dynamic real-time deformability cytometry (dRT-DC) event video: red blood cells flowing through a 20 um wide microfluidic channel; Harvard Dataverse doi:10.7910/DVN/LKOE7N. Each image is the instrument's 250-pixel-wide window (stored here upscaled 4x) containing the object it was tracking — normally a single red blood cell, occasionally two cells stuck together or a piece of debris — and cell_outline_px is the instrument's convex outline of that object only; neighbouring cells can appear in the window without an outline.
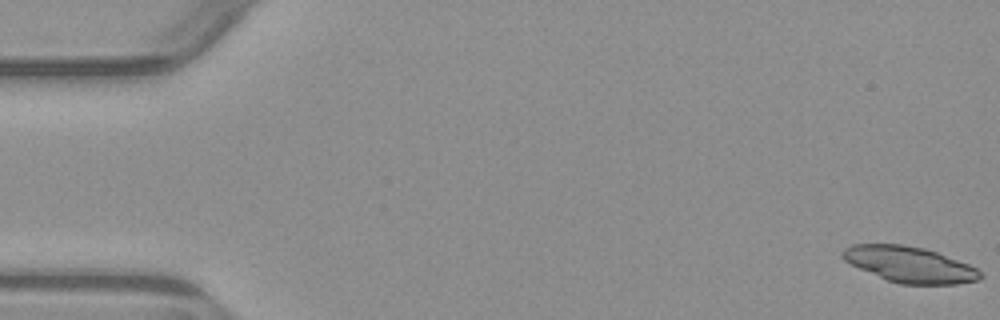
{"species": "common noctule bat (a hibernating species)", "species_latin": "Nyctalus noctula", "temperature_condition": "warm", "stored_images_in_passage": 5, "camera_frame_rate_fps": 3000, "um_per_image_px": 0.085, "animal": {"sex": "male", "body_mass_g": 23.1, "forearm_length_mm": 52.7}, "frame": {"image": 1, "passage_image": 1, "time_ms": 0.0, "image_size_px": [1000, 320], "cell_outline_px": [[984, 276], [976, 280], [956, 284], [900, 284], [888, 280], [860, 268], [844, 260], [840, 256], [840, 252], [844, 248], [852, 244], [900, 244], [924, 248], [936, 252], [968, 264], [976, 268]], "centroid_in_image_um": [77.29, 22.47], "position_along_channel_um": 7.7, "area_um2": 28.44}}